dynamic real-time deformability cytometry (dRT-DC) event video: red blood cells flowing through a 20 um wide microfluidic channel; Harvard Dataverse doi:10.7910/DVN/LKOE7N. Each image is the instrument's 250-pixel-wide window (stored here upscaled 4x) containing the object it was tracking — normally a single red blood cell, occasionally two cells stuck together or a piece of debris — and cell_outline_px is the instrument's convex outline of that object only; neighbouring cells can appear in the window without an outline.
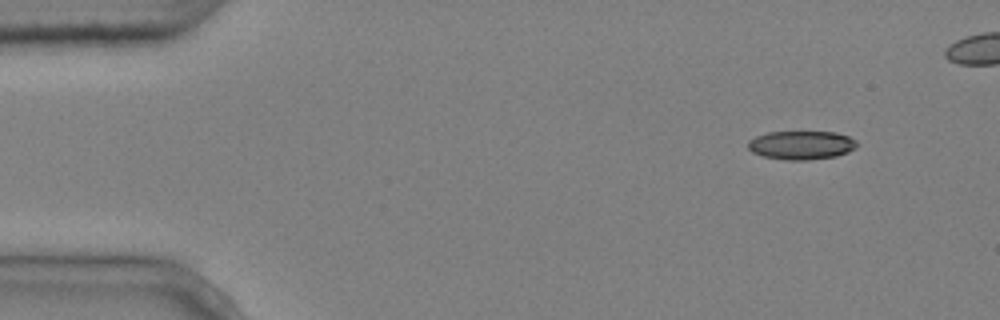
{"species": "common noctule bat (a hibernating species)", "species_latin": "Nyctalus noctula", "temperature_condition": "cold", "stored_images_in_passage": 5, "camera_frame_rate_fps": 3000, "um_per_image_px": 0.085, "animal": {"sex": "male", "body_mass_g": 20.4}, "frame": {"image": 1, "passage_image": 1, "time_ms": 0.0, "image_size_px": [1000, 320], "cell_outline_px": [[860, 144], [856, 148], [848, 152], [836, 156], [808, 160], [784, 160], [764, 156], [752, 152], [748, 148], [748, 140], [756, 136], [768, 132], [836, 132], [848, 136], [856, 140]], "centroid_in_image_um": [68.14, 12.34], "position_along_channel_um": 16.9, "area_um2": 18.32}}